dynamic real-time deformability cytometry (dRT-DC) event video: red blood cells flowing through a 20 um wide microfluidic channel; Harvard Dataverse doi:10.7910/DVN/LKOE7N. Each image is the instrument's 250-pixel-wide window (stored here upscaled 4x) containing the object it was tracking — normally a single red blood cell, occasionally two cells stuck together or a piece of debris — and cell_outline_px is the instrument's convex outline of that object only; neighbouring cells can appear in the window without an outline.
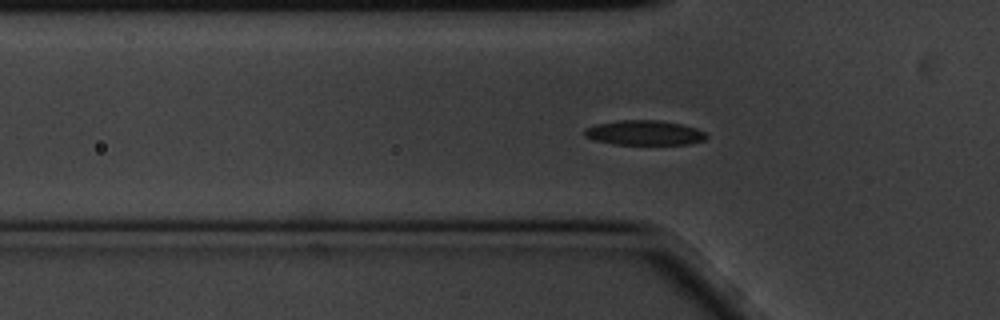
{"species": "common noctule bat (a hibernating species)", "species_latin": "Nyctalus noctula", "temperature_condition": "cold", "stored_images_in_passage": 52, "camera_frame_rate_fps": 3000, "um_per_image_px": 0.085, "animal": {"sex": "male", "body_mass_g": 20.1, "forearm_length_mm": 53.5}, "frame": {"image": 1, "passage_image": 11, "time_ms": 3.333, "image_size_px": [1000, 320], "cell_outline_px": [[708, 136], [704, 140], [688, 144], [616, 144], [596, 140], [584, 136], [584, 128], [596, 124], [616, 120], [660, 120], [680, 124], [696, 128], [704, 132]], "centroid_in_image_um": [54.75, 11.27], "position_along_channel_um": 71.0, "area_um2": 17.51}}
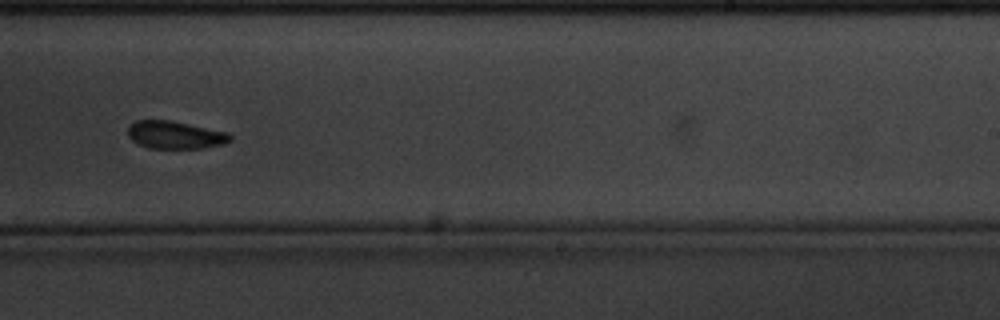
{"frame": {"image": 2, "passage_image": 29, "time_ms": 9.333, "image_size_px": [1000, 320], "cell_outline_px": [[232, 140], [224, 144], [200, 148], [148, 148], [132, 140], [128, 136], [128, 128], [136, 120], [168, 120], [228, 132], [232, 136]], "centroid_in_image_um": [14.9, 11.47], "position_along_channel_um": 274.1, "area_um2": 16.36}}
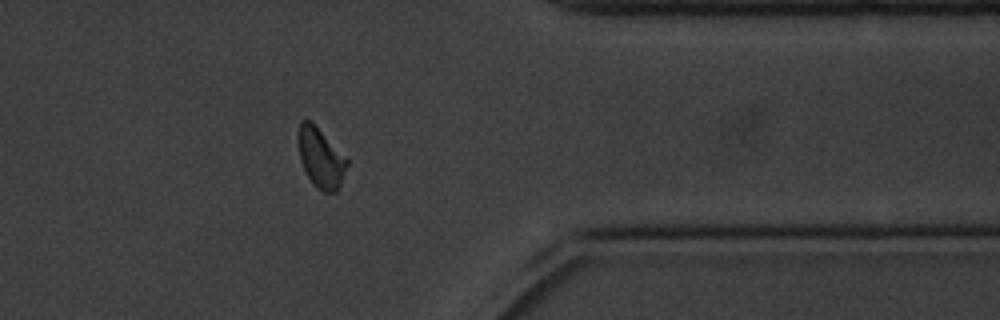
{"frame": {"image": 3, "passage_image": 40, "time_ms": 13.0, "image_size_px": [1000, 320], "cell_outline_px": [[348, 164], [340, 184], [336, 192], [324, 192], [316, 188], [312, 184], [300, 160], [300, 120], [312, 120], [348, 160]], "centroid_in_image_um": [27.28, 13.44], "position_along_channel_um": 384.1, "area_um2": 16.59}, "authors_computed_cell_mechanics": {"area_um2": 17.3689, "velocity_mm_per_s": 3.3808, "shape_relaxation_time_tau1_ms": 2.5055, "shape_relaxation_time_tau2_ms": 6.919, "deformation_change_tau1": 0.0893, "deformation_change_tau2": 0.0888}}